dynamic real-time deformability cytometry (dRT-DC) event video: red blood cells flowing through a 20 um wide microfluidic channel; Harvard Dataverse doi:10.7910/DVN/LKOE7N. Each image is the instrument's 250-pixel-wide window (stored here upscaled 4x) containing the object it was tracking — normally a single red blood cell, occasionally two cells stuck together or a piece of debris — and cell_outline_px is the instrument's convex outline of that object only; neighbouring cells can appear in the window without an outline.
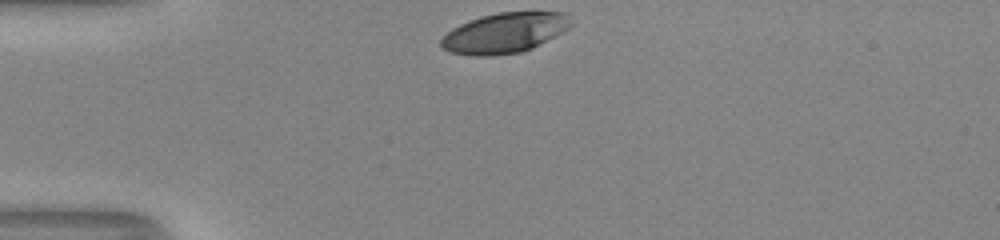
{"species": "human", "species_latin": "Homo sapiens", "temperature_condition": "room temperature", "stored_images_in_passage": 30, "camera_frame_rate_fps": 3000, "um_per_image_px": 0.085, "donor": {"sex": "male"}, "frame": {"image": 1, "passage_image": 1, "time_ms": 0.0, "image_size_px": [1000, 240], "cell_outline_px": [[572, 24], [568, 28], [532, 48], [520, 52], [492, 56], [472, 56], [448, 52], [440, 48], [440, 40], [452, 28], [460, 24], [480, 16], [500, 12], [564, 12]], "centroid_in_image_um": [42.82, 2.81], "position_along_channel_um": 42.2, "area_um2": 30.29}}
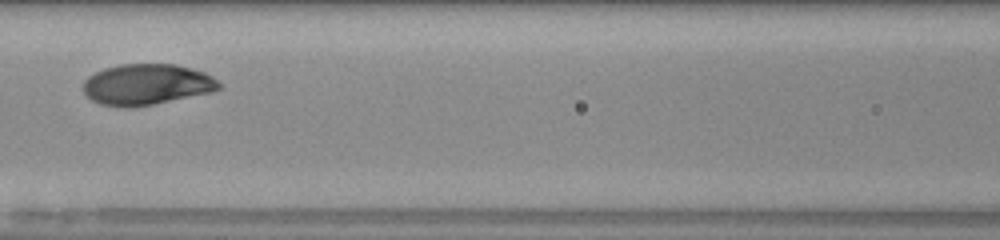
{"frame": {"image": 2, "passage_image": 12, "time_ms": 3.667, "image_size_px": [1000, 240], "cell_outline_px": [[220, 88], [212, 92], [152, 104], [100, 104], [92, 100], [84, 92], [84, 80], [88, 76], [104, 68], [120, 64], [176, 64], [192, 68], [204, 72], [212, 76], [220, 84]], "centroid_in_image_um": [12.5, 7.13], "position_along_channel_um": 154.1, "area_um2": 31.5}}
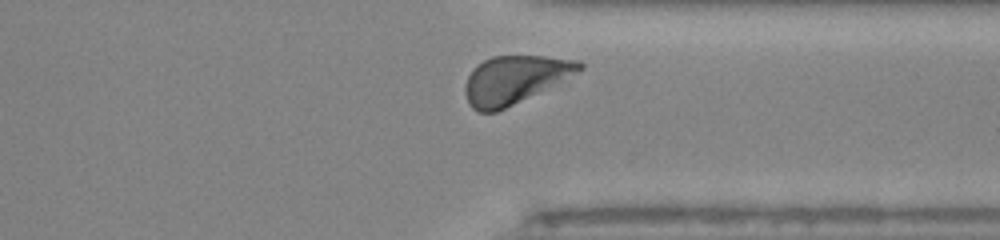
{"frame": {"image": 3, "passage_image": 28, "time_ms": 9.0, "image_size_px": [1000, 240], "cell_outline_px": [[584, 68], [580, 72], [496, 112], [476, 112], [468, 104], [464, 92], [464, 88], [468, 76], [472, 68], [484, 60], [492, 56], [544, 56], [580, 60], [584, 64]], "centroid_in_image_um": [43.73, 6.76], "position_along_channel_um": 367.7, "area_um2": 31.85}, "authors_computed_cell_mechanics": {"area_um2": 32.5414, "velocity_mm_per_s": 3.9912, "shape_relaxation_time_tau1_ms": 3.0478, "shape_relaxation_time_tau2_ms": null, "deformation_change_tau1": 0.1573, "deformation_change_tau2": null}}